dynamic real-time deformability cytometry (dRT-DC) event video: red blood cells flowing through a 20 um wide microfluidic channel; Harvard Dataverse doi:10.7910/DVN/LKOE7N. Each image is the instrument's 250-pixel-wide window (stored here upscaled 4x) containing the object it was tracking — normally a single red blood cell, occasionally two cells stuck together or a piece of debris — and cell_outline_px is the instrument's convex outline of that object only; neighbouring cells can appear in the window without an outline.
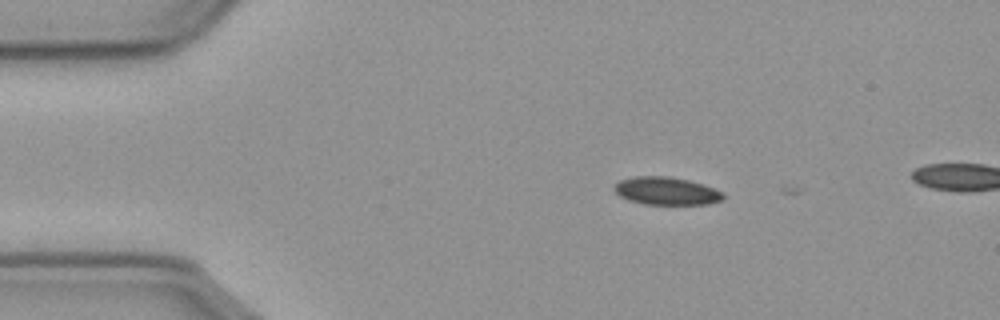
{"species": "common noctule bat (a hibernating species)", "species_latin": "Nyctalus noctula", "temperature_condition": "cold", "stored_images_in_passage": 2, "camera_frame_rate_fps": 3000, "um_per_image_px": 0.085, "animal": {"sex": "male", "body_mass_g": 23.1, "forearm_length_mm": 52.7}, "frame": {"image": 1, "passage_image": 1, "time_ms": 0.0, "image_size_px": [1000, 320], "cell_outline_px": [[724, 200], [708, 204], [644, 204], [628, 200], [620, 196], [612, 188], [620, 180], [632, 176], [668, 176], [688, 180], [704, 184], [724, 192]], "centroid_in_image_um": [56.66, 16.23], "position_along_channel_um": 28.3, "area_um2": 17.8}}